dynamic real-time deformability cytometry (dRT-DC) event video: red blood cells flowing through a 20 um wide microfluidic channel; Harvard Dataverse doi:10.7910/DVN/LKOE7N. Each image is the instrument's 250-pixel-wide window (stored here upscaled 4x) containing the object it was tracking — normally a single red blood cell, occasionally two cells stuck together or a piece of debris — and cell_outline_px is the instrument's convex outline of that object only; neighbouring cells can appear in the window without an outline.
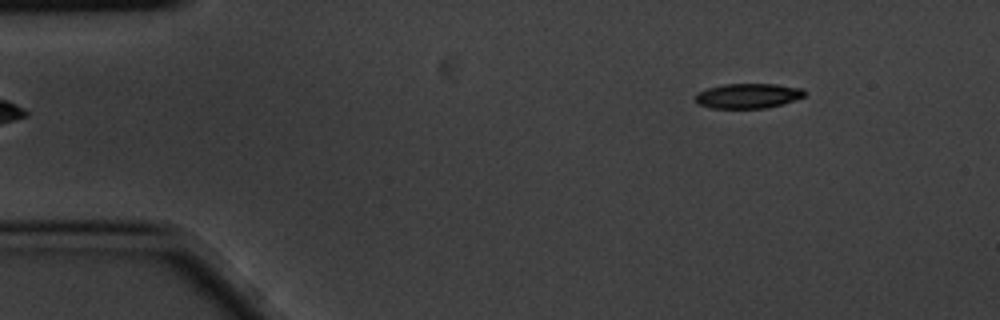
{"species": "common noctule bat (a hibernating species)", "species_latin": "Nyctalus noctula", "temperature_condition": "cold", "stored_images_in_passage": 6, "segment_of_instrument_passage": [2, 2], "camera_frame_rate_fps": 3000, "um_per_image_px": 0.085, "animal": {"sex": "male", "body_mass_g": 20.1, "forearm_length_mm": 53.5}, "frame": {"image": 1, "passage_image": 6, "time_ms": 1.667, "image_size_px": [1000, 320], "cell_outline_px": [[804, 96], [784, 104], [768, 108], [708, 108], [700, 104], [696, 100], [696, 92], [708, 88], [724, 84], [776, 84], [804, 88]], "centroid_in_image_um": [63.59, 8.15], "position_along_channel_um": 21.4, "area_um2": 15.9}}